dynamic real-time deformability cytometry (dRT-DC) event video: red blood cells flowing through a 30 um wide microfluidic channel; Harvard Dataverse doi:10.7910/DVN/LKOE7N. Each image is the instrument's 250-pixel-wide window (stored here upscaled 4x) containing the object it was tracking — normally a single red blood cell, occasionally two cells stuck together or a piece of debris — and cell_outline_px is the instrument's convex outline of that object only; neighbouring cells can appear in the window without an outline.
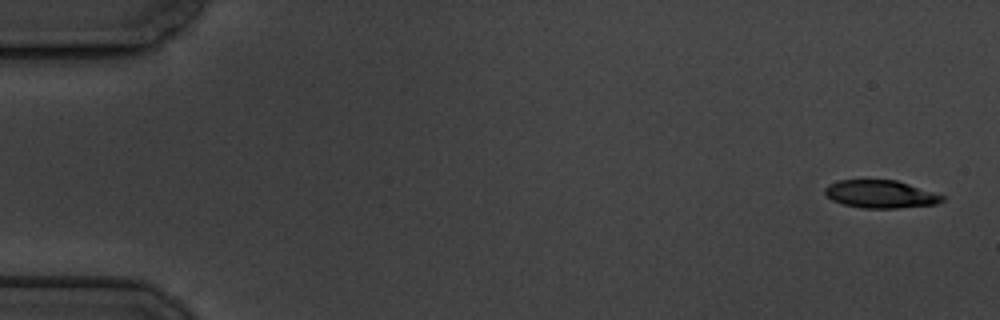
{"species": "common noctule bat (a hibernating species)", "species_latin": "Nyctalus noctula", "temperature_condition": "cold", "stored_images_in_passage": 8, "camera_frame_rate_fps": 3000, "um_per_image_px": 0.085, "animal": {"sex": "male", "body_mass_g": 19.5, "forearm_length_mm": 54.6}, "frame": {"image": 1, "passage_image": 1, "time_ms": 0.0, "image_size_px": [1000, 320], "cell_outline_px": [[944, 200], [936, 204], [896, 208], [864, 208], [844, 204], [832, 200], [824, 196], [824, 188], [828, 184], [840, 180], [896, 180], [944, 196]], "centroid_in_image_um": [74.79, 16.5], "position_along_channel_um": 10.2, "area_um2": 18.84}}
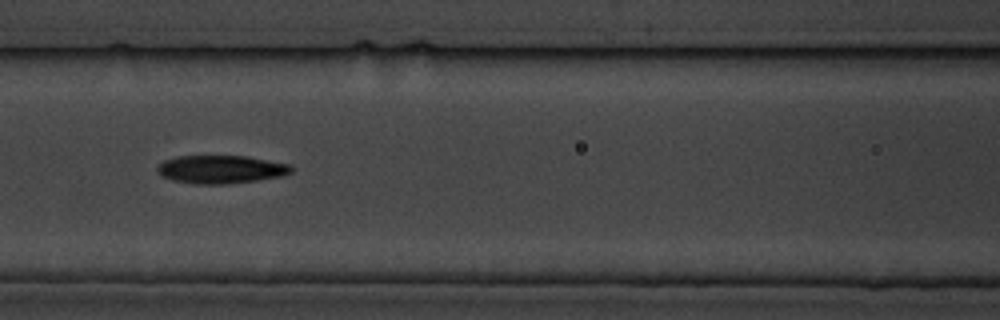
{"frame": {"image": 2, "passage_image": 7, "time_ms": 8.0, "image_size_px": [1000, 320], "cell_outline_px": [[292, 172], [280, 176], [256, 180], [224, 184], [196, 184], [172, 180], [156, 172], [156, 168], [164, 160], [176, 156], [248, 156], [292, 164]], "centroid_in_image_um": [18.78, 14.38], "position_along_channel_um": 147.8, "area_um2": 21.96}}
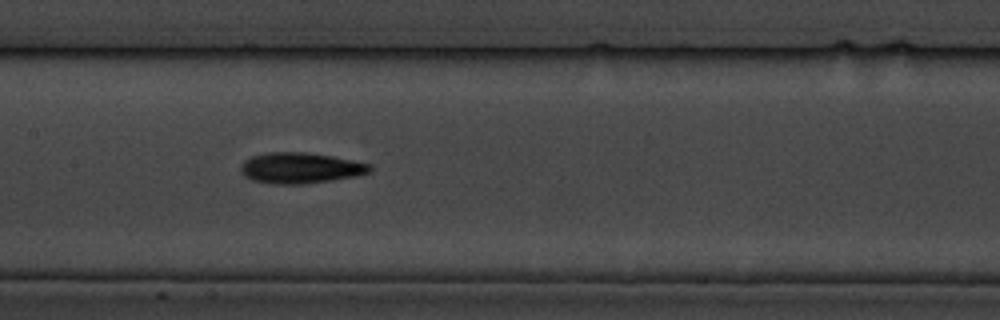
{"frame": {"image": 3, "passage_image": 8, "time_ms": 9.0, "image_size_px": [1000, 320], "cell_outline_px": [[372, 168], [368, 172], [356, 176], [332, 180], [300, 184], [272, 184], [252, 180], [244, 176], [240, 172], [240, 168], [244, 160], [252, 156], [268, 152], [304, 152], [332, 156], [372, 164]], "centroid_in_image_um": [25.51, 14.28], "position_along_channel_um": 181.9, "area_um2": 23.18}}